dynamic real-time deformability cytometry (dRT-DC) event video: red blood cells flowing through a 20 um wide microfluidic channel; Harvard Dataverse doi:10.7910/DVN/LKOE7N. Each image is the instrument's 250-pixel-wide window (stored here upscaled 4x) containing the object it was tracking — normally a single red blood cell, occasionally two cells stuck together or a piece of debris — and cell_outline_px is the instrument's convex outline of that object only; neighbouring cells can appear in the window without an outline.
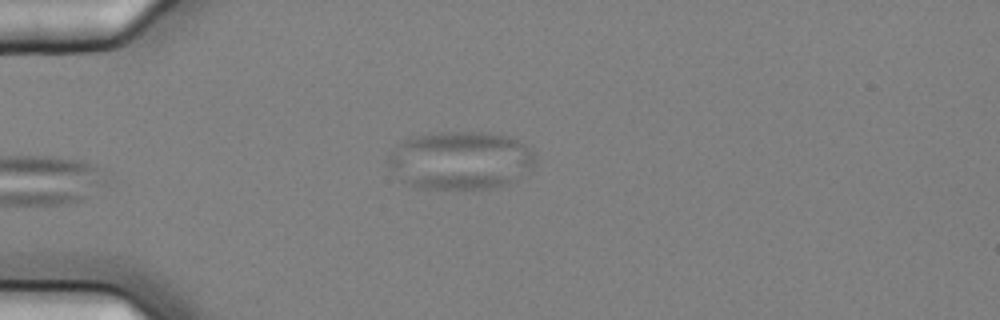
{"species": "common noctule bat (a hibernating species)", "species_latin": "Nyctalus noctula", "temperature_condition": "cold", "stored_images_in_passage": 7, "camera_frame_rate_fps": 3000, "um_per_image_px": 0.085, "animal": {"sex": "female", "body_mass_g": 25.1}, "frame": {"image": 1, "passage_image": 1, "time_ms": 0.0, "image_size_px": [1000, 320], "cell_outline_px": [[536, 164], [532, 168], [516, 180], [508, 184], [492, 188], [420, 188], [400, 180], [388, 164], [388, 156], [404, 140], [412, 136], [436, 132], [484, 132], [508, 136], [532, 148], [536, 156]], "centroid_in_image_um": [39.19, 13.62], "position_along_channel_um": 45.8, "area_um2": 49.88}}
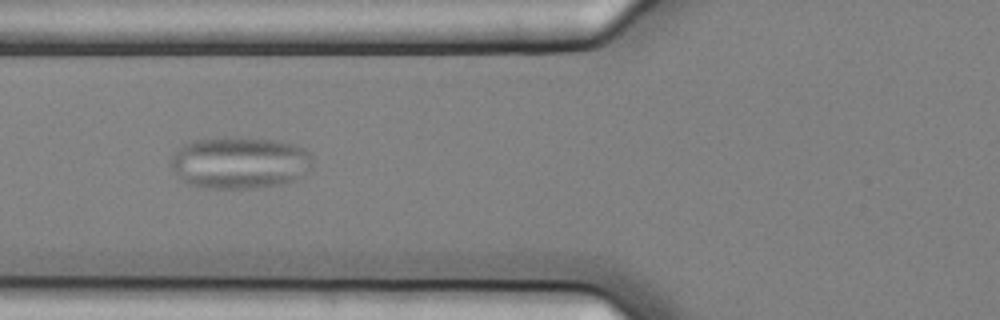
{"frame": {"image": 2, "passage_image": 3, "time_ms": 0.667, "image_size_px": [1000, 320], "cell_outline_px": [[312, 164], [296, 180], [284, 184], [252, 188], [204, 188], [188, 184], [180, 180], [172, 168], [168, 156], [184, 144], [196, 140], [240, 136], [280, 140], [304, 148], [312, 156]], "centroid_in_image_um": [20.34, 13.82], "position_along_channel_um": 105.5, "area_um2": 43.47}}